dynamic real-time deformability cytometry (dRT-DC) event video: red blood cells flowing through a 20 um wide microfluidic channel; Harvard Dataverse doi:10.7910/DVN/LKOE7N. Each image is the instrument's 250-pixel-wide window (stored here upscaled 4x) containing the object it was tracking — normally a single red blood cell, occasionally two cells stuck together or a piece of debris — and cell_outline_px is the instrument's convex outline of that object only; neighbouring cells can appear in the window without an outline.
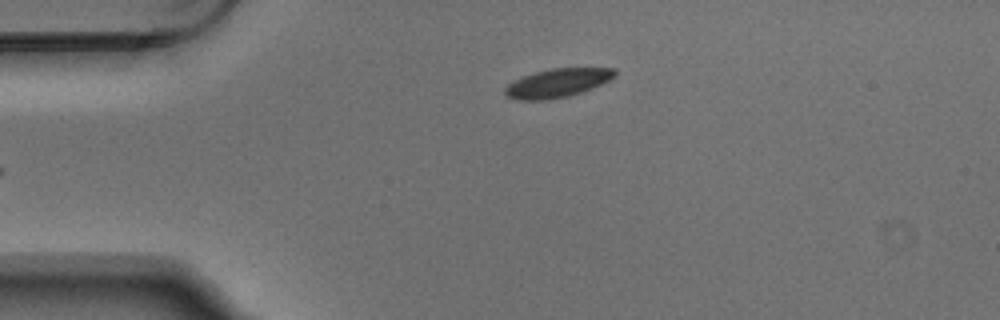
{"species": "Egyptian fruit bat (a non-hibernating species)", "species_latin": "Rousettus aegyptiacus", "temperature_condition": "warm", "stored_images_in_passage": 5, "camera_frame_rate_fps": 3000, "um_per_image_px": 0.085, "animal": {"sex": "male"}, "frame": {"image": 1, "passage_image": 5, "time_ms": 1.333, "image_size_px": [1000, 320], "cell_outline_px": [[616, 76], [600, 84], [580, 92], [568, 96], [544, 100], [516, 100], [504, 96], [504, 88], [508, 84], [524, 76], [536, 72], [552, 68], [616, 68]], "centroid_in_image_um": [47.35, 7.06], "position_along_channel_um": 37.7, "area_um2": 18.15}}